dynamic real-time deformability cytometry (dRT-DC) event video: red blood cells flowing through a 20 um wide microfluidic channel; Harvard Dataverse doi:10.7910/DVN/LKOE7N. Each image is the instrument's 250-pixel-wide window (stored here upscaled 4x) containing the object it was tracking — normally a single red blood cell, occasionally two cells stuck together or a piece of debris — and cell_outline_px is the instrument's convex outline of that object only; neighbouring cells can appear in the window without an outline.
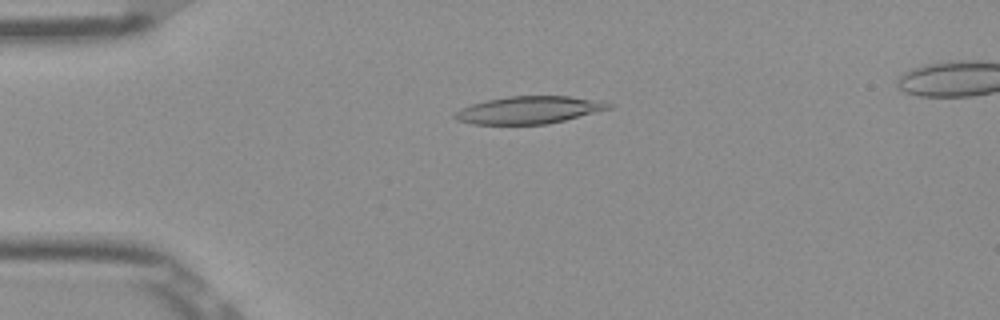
{"species": "Egyptian fruit bat (a non-hibernating species)", "species_latin": "Rousettus aegyptiacus", "temperature_condition": "room temperature", "stored_images_in_passage": 45, "camera_frame_rate_fps": 3000, "um_per_image_px": 0.085, "frame": {"image": 1, "passage_image": 6, "time_ms": 1.667, "image_size_px": [1000, 320], "cell_outline_px": [[616, 104], [612, 108], [548, 124], [472, 124], [456, 120], [452, 116], [460, 108], [484, 100], [508, 96], [568, 96], [600, 100]], "centroid_in_image_um": [44.97, 9.34], "position_along_channel_um": 40.0, "area_um2": 24.74}}
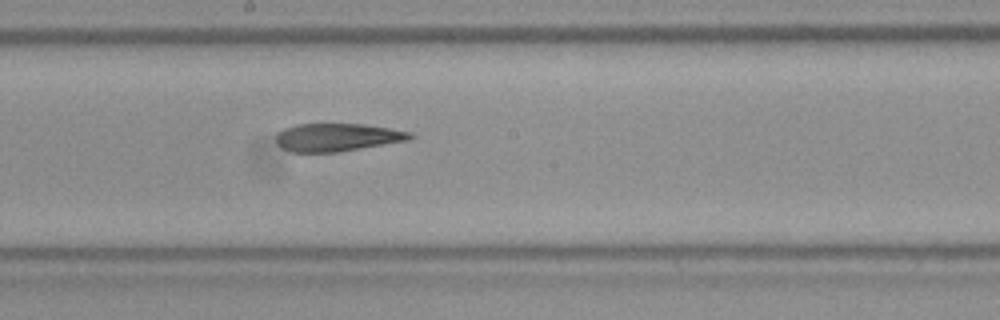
{"frame": {"image": 2, "passage_image": 22, "time_ms": 7.0, "image_size_px": [1000, 320], "cell_outline_px": [[416, 136], [408, 140], [340, 152], [292, 152], [280, 148], [276, 144], [276, 132], [284, 128], [296, 124], [364, 124], [412, 132]], "centroid_in_image_um": [28.63, 11.67], "position_along_channel_um": 219.6, "area_um2": 22.02}}
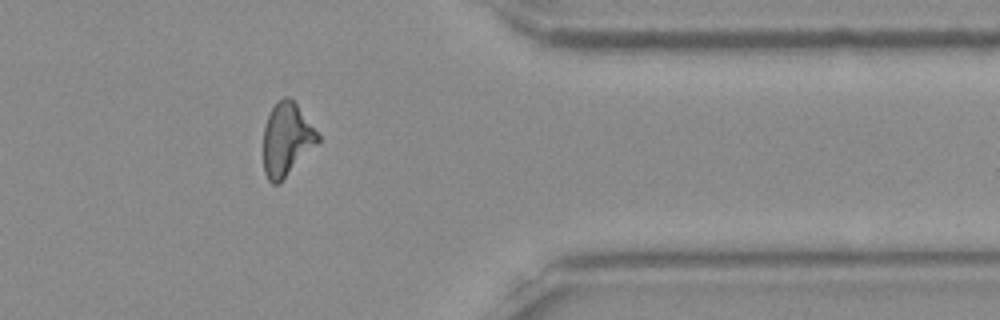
{"frame": {"image": 3, "passage_image": 36, "time_ms": 11.667, "image_size_px": [1000, 320], "cell_outline_px": [[320, 140], [280, 184], [272, 184], [268, 180], [264, 172], [264, 128], [268, 116], [272, 108], [284, 96], [288, 96], [296, 104], [320, 136]], "centroid_in_image_um": [24.35, 11.89], "position_along_channel_um": 387.0, "area_um2": 22.83}, "authors_computed_cell_mechanics": {"area_um2": 23.5824, "velocity_mm_per_s": 3.9153, "shape_relaxation_time_tau1_ms": null, "shape_relaxation_time_tau2_ms": 7.8315, "deformation_change_tau1": null, "deformation_change_tau2": 0.2326}}